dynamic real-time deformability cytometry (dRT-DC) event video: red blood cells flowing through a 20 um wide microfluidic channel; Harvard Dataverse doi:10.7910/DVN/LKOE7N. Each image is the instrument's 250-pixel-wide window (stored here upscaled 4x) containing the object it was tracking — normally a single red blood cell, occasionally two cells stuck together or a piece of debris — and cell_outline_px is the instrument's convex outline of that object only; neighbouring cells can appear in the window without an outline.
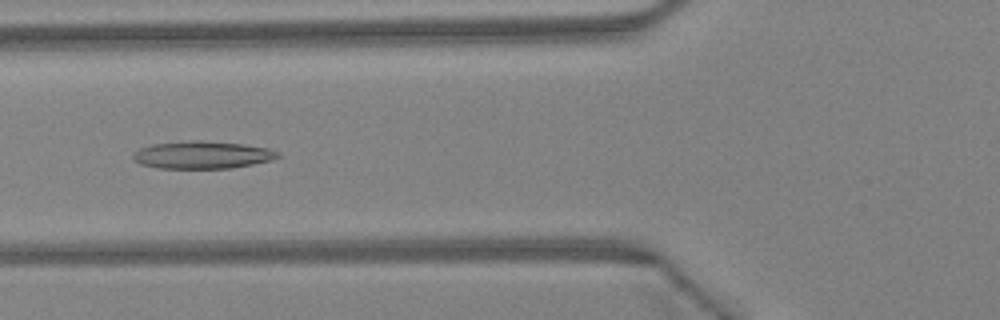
{"species": "Egyptian fruit bat (a non-hibernating species)", "species_latin": "Rousettus aegyptiacus", "temperature_condition": "warm", "stored_images_in_passage": 43, "camera_frame_rate_fps": 3000, "um_per_image_px": 0.085, "animal": {"sex": "female"}, "frame": {"image": 1, "passage_image": 16, "time_ms": 5.0, "image_size_px": [1000, 320], "cell_outline_px": [[280, 156], [272, 160], [232, 168], [156, 168], [140, 164], [132, 160], [132, 156], [140, 148], [152, 144], [192, 140], [200, 140], [244, 144], [268, 148], [280, 152]], "centroid_in_image_um": [17.19, 13.16], "position_along_channel_um": 108.6, "area_um2": 23.29}}
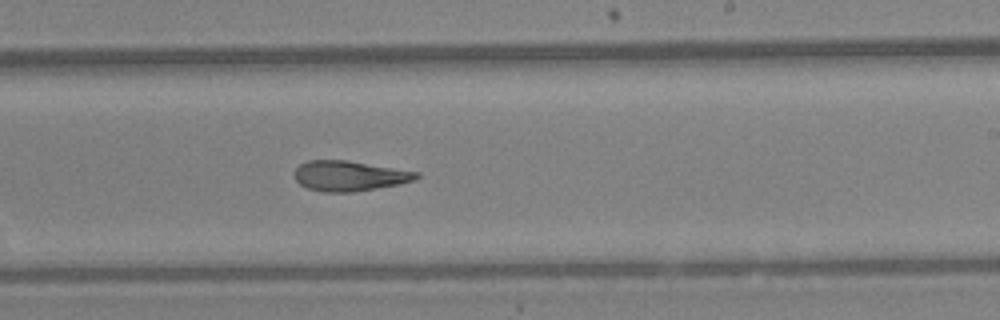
{"frame": {"image": 2, "passage_image": 26, "time_ms": 8.333, "image_size_px": [1000, 320], "cell_outline_px": [[420, 176], [416, 180], [400, 184], [352, 192], [324, 192], [308, 188], [300, 184], [296, 180], [296, 168], [300, 164], [308, 160], [348, 160], [420, 172]], "centroid_in_image_um": [29.74, 14.94], "position_along_channel_um": 259.3, "area_um2": 21.44}}
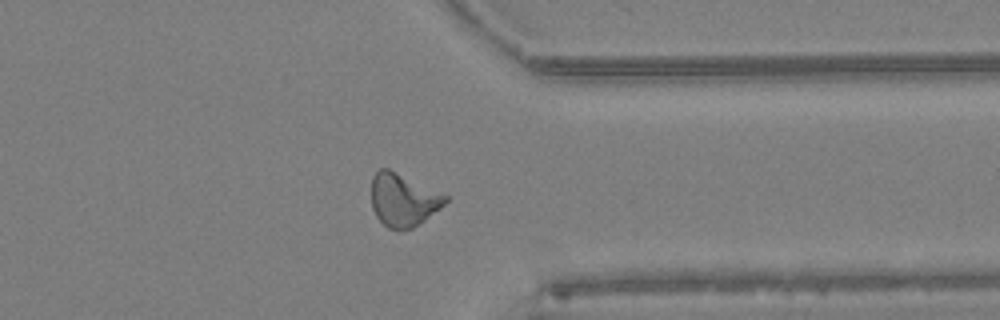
{"frame": {"image": 3, "passage_image": 34, "time_ms": 11.0, "image_size_px": [1000, 320], "cell_outline_px": [[448, 200], [440, 208], [424, 220], [412, 228], [400, 232], [388, 228], [376, 216], [372, 208], [372, 176], [380, 168], [388, 168], [448, 196]], "centroid_in_image_um": [34.25, 17.01], "position_along_channel_um": 377.2, "area_um2": 22.66}, "authors_computed_cell_mechanics": {"area_um2": 22.5998, "velocity_mm_per_s": 4.5396, "shape_relaxation_time_tau1_ms": null, "shape_relaxation_time_tau2_ms": 3.7299, "deformation_change_tau1": null, "deformation_change_tau2": 0.1389}}